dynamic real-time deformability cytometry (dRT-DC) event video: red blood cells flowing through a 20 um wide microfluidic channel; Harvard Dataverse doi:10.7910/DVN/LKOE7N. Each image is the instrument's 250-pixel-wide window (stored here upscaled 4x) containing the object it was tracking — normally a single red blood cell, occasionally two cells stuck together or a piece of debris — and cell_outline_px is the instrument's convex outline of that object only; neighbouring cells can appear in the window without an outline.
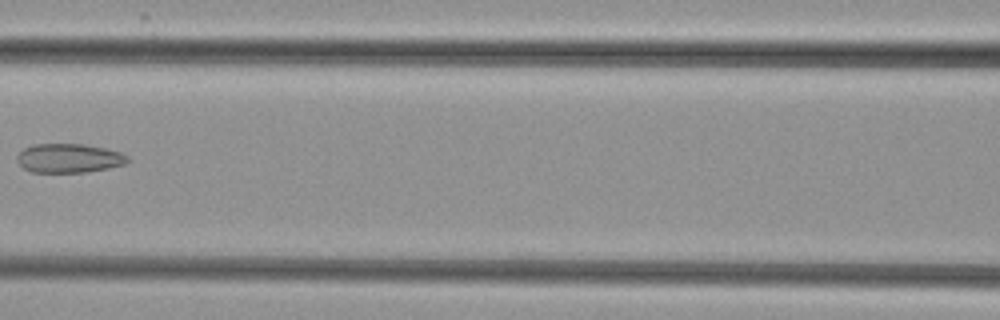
{"species": "common noctule bat (a hibernating species)", "species_latin": "Nyctalus noctula", "temperature_condition": "cold", "stored_images_in_passage": 7, "camera_frame_rate_fps": 3000, "um_per_image_px": 0.085, "animal": {"sex": "female", "body_mass_g": 29.2, "forearm_length_mm": 56.3}, "frame": {"image": 1, "passage_image": 7, "time_ms": 8.0, "image_size_px": [1000, 320], "cell_outline_px": [[128, 160], [124, 164], [108, 168], [88, 172], [32, 172], [24, 168], [16, 160], [16, 156], [24, 148], [32, 144], [84, 144], [104, 148], [120, 152], [128, 156]], "centroid_in_image_um": [5.84, 13.44], "position_along_channel_um": 160.8, "area_um2": 18.67}}